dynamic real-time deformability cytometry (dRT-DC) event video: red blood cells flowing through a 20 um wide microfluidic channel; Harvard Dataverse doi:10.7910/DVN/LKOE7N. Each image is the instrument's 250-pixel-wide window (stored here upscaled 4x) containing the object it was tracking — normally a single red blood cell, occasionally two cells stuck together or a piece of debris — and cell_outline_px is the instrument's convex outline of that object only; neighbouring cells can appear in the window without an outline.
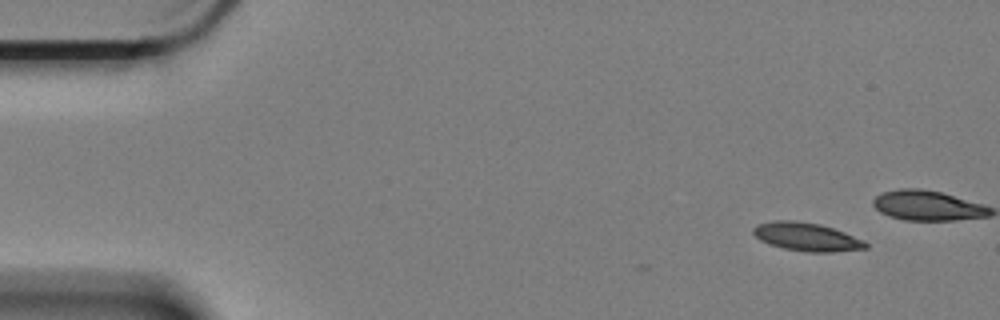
{"species": "Egyptian fruit bat (a non-hibernating species)", "species_latin": "Rousettus aegyptiacus", "temperature_condition": "cold", "stored_images_in_passage": 3, "camera_frame_rate_fps": 3000, "um_per_image_px": 0.085, "animal": {"sex": "female"}, "frame": {"image": 1, "passage_image": 1, "time_ms": 0.0, "image_size_px": [1000, 320], "cell_outline_px": [[868, 248], [832, 252], [808, 252], [784, 248], [768, 244], [760, 240], [752, 232], [752, 228], [756, 224], [772, 220], [796, 220], [820, 224], [844, 232], [864, 240], [868, 244]], "centroid_in_image_um": [68.54, 20.12], "position_along_channel_um": 16.5, "area_um2": 18.67}}